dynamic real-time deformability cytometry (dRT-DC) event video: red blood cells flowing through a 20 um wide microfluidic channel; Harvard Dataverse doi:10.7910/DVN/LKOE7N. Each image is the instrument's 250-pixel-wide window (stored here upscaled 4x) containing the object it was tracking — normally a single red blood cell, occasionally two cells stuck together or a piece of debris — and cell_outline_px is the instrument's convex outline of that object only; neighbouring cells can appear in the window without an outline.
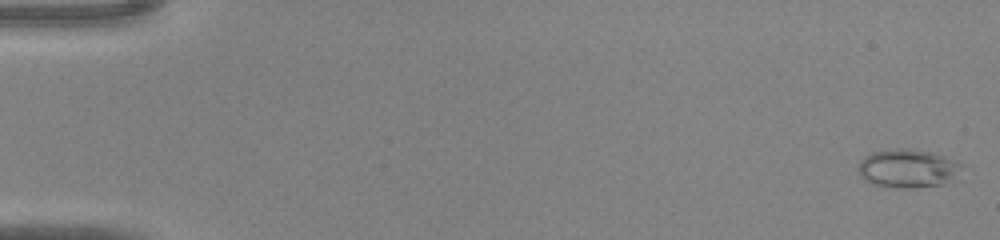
{"species": "common noctule bat (a hibernating species)", "species_latin": "Nyctalus noctula", "temperature_condition": "warm", "stored_images_in_passage": 45, "camera_frame_rate_fps": 3000, "um_per_image_px": 0.085, "animal": {"sex": "male", "body_mass_g": 20.0, "forearm_length_mm": 53.3}, "frame": {"image": 1, "passage_image": 1, "time_ms": 0.0, "image_size_px": [1000, 240], "cell_outline_px": [[960, 164], [944, 184], [912, 188], [884, 188], [872, 184], [864, 180], [860, 176], [856, 168], [860, 160], [864, 156], [872, 152], [896, 148], [928, 152], [956, 160]], "centroid_in_image_um": [76.98, 14.33], "position_along_channel_um": 8.0, "area_um2": 22.77}}
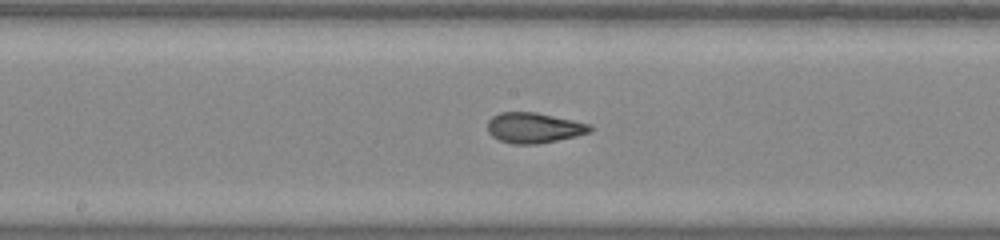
{"frame": {"image": 2, "passage_image": 24, "time_ms": 7.667, "image_size_px": [1000, 240], "cell_outline_px": [[596, 128], [592, 132], [576, 136], [536, 144], [512, 144], [500, 140], [492, 136], [488, 132], [488, 120], [492, 116], [500, 112], [536, 112], [592, 124]], "centroid_in_image_um": [45.43, 10.86], "position_along_channel_um": 202.8, "area_um2": 18.32}}
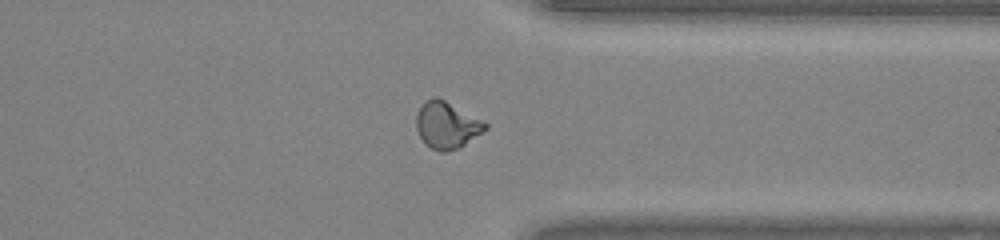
{"frame": {"image": 3, "passage_image": 35, "time_ms": 11.333, "image_size_px": [1000, 240], "cell_outline_px": [[488, 128], [484, 132], [460, 148], [444, 152], [440, 152], [432, 148], [420, 136], [416, 128], [416, 116], [420, 108], [428, 100], [436, 96], [444, 100], [488, 124]], "centroid_in_image_um": [38.0, 10.66], "position_along_channel_um": 373.4, "area_um2": 18.38}}